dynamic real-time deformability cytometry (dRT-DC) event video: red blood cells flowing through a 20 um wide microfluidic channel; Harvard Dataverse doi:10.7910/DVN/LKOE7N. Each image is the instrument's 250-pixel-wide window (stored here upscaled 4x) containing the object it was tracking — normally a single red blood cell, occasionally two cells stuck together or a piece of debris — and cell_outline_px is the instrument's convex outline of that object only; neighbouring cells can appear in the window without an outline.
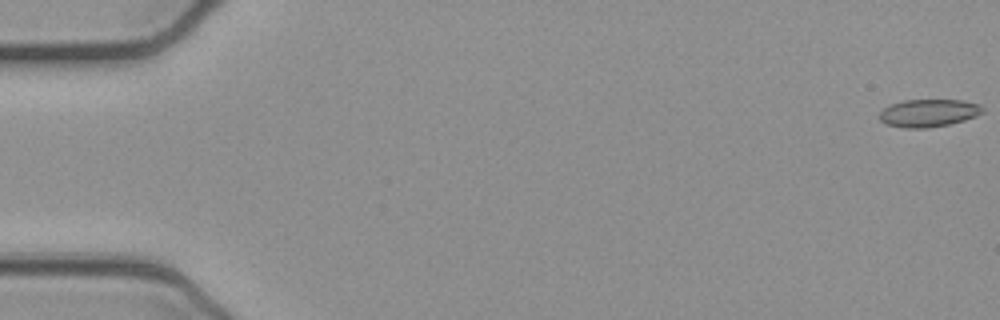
{"species": "common noctule bat (a hibernating species)", "species_latin": "Nyctalus noctula", "temperature_condition": "cold", "stored_images_in_passage": 51, "camera_frame_rate_fps": 3000, "um_per_image_px": 0.085, "animal": {"sex": "female", "body_mass_g": 21.9}, "frame": {"image": 1, "passage_image": 1, "time_ms": 0.0, "image_size_px": [1000, 320], "cell_outline_px": [[984, 112], [976, 116], [964, 120], [948, 124], [928, 128], [904, 128], [884, 124], [880, 120], [880, 112], [884, 108], [892, 104], [904, 100], [964, 100], [980, 104], [984, 108]], "centroid_in_image_um": [78.95, 9.6], "position_along_channel_um": 6.1, "area_um2": 16.7}}
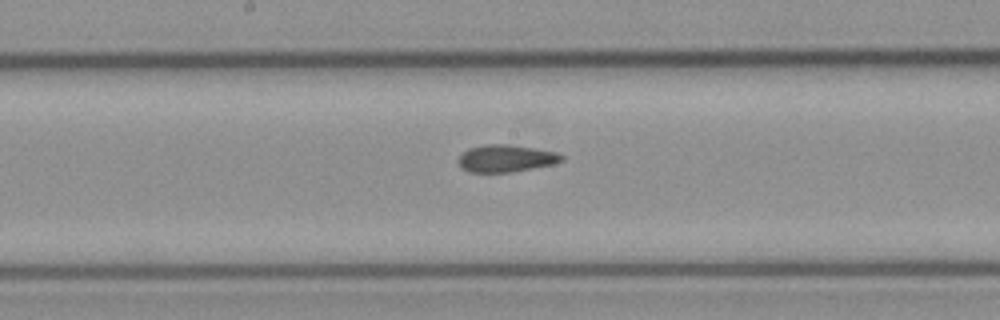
{"frame": {"image": 2, "passage_image": 28, "time_ms": 9.0, "image_size_px": [1000, 320], "cell_outline_px": [[564, 160], [552, 164], [512, 172], [468, 172], [460, 168], [460, 156], [468, 148], [484, 144], [508, 144], [556, 152], [564, 156]], "centroid_in_image_um": [42.99, 13.46], "position_along_channel_um": 205.2, "area_um2": 16.24}}
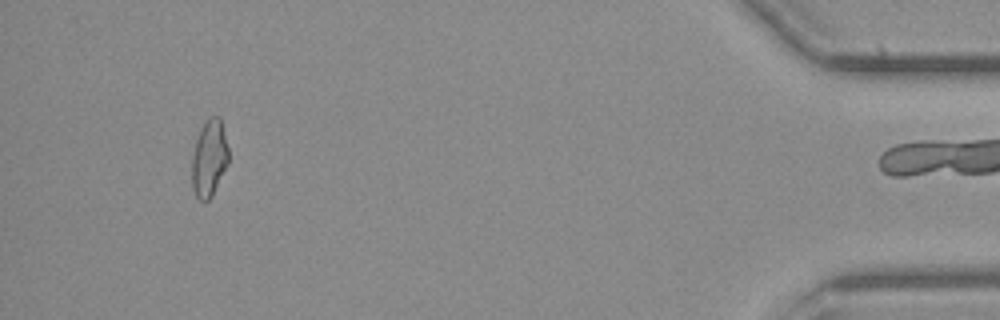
{"frame": {"image": 3, "passage_image": 50, "time_ms": 16.333, "image_size_px": [1000, 320], "cell_outline_px": [[228, 164], [212, 196], [208, 200], [200, 200], [196, 196], [192, 188], [192, 156], [196, 140], [200, 128], [208, 116], [220, 116], [228, 148]], "centroid_in_image_um": [17.78, 13.43], "position_along_channel_um": 417.4, "area_um2": 16.47}, "authors_computed_cell_mechanics": {"area_um2": 16.7042, "velocity_mm_per_s": 3.9078, "shape_relaxation_time_tau1_ms": null, "shape_relaxation_time_tau2_ms": 2.8456, "deformation_change_tau1": null, "deformation_change_tau2": 0.1103}}